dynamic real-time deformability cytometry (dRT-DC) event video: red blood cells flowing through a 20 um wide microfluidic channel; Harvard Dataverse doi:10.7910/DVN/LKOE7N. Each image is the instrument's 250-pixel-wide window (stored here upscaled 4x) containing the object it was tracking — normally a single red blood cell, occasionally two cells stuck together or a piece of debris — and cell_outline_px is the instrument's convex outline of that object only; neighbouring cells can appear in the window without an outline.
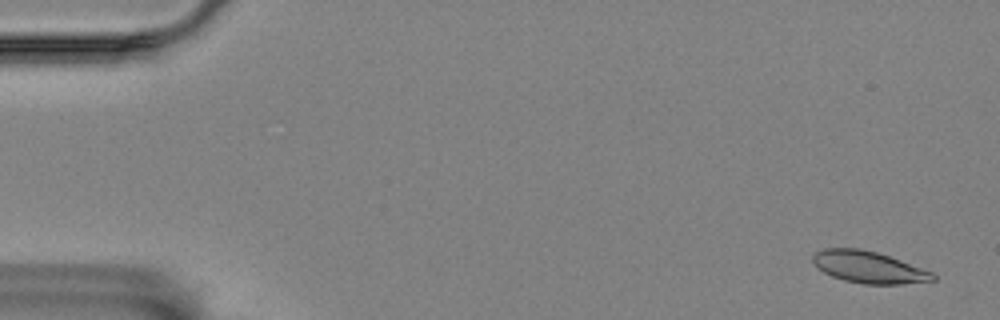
{"species": "Egyptian fruit bat (a non-hibernating species)", "species_latin": "Rousettus aegyptiacus", "temperature_condition": "room temperature", "stored_images_in_passage": 5, "camera_frame_rate_fps": 3000, "um_per_image_px": 0.085, "animal": {"sex": "female"}, "frame": {"image": 1, "passage_image": 1, "time_ms": 0.0, "image_size_px": [1000, 320], "cell_outline_px": [[936, 280], [900, 284], [864, 284], [844, 280], [832, 276], [816, 268], [812, 260], [812, 256], [816, 252], [824, 248], [860, 248], [876, 252], [900, 260], [932, 272], [936, 276]], "centroid_in_image_um": [73.8, 22.71], "position_along_channel_um": 11.2, "area_um2": 22.14}}
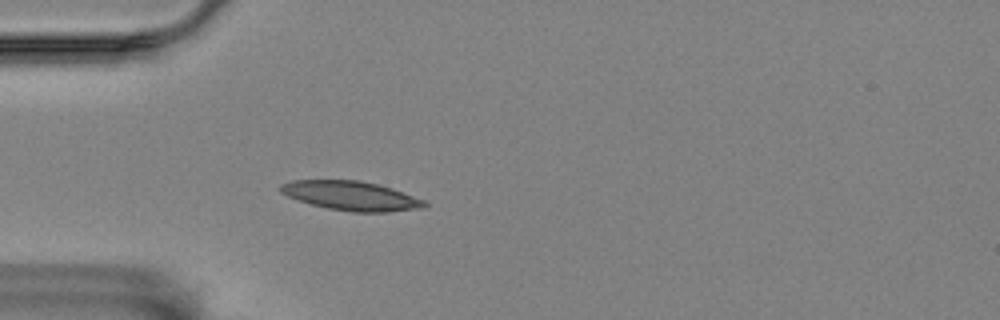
{"frame": {"image": 2, "passage_image": 5, "time_ms": 1.333, "image_size_px": [1000, 320], "cell_outline_px": [[428, 204], [424, 208], [388, 212], [352, 212], [328, 208], [312, 204], [288, 196], [280, 192], [276, 188], [280, 184], [292, 180], [360, 180], [392, 188], [424, 200]], "centroid_in_image_um": [29.83, 16.64], "position_along_channel_um": 55.2, "area_um2": 24.51}}